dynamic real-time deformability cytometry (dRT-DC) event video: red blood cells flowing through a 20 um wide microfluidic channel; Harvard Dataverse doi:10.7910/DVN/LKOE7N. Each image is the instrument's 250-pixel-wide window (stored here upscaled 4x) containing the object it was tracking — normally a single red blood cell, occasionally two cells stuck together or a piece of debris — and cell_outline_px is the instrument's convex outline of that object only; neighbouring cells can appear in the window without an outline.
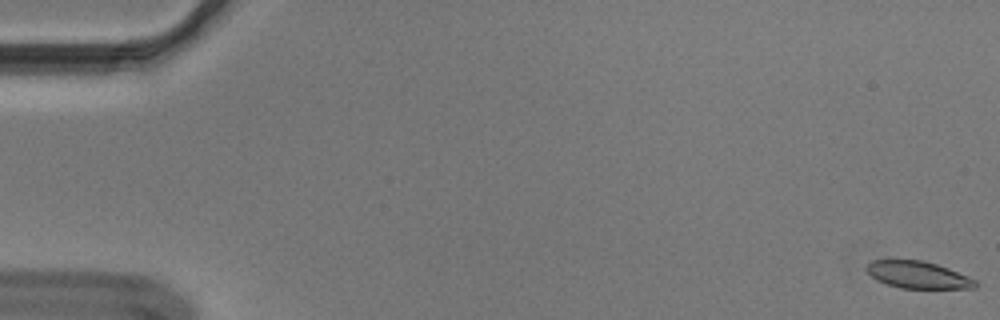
{"species": "Egyptian fruit bat (a non-hibernating species)", "species_latin": "Rousettus aegyptiacus", "temperature_condition": "cold", "stored_images_in_passage": 56, "camera_frame_rate_fps": 3000, "um_per_image_px": 0.085, "animal": {"sex": "male"}, "frame": {"image": 1, "passage_image": 1, "time_ms": 0.0, "image_size_px": [1000, 320], "cell_outline_px": [[980, 284], [976, 288], [900, 288], [876, 280], [864, 268], [872, 260], [924, 260], [948, 268], [968, 276], [976, 280]], "centroid_in_image_um": [78.05, 23.36], "position_along_channel_um": 6.9, "area_um2": 17.17}}
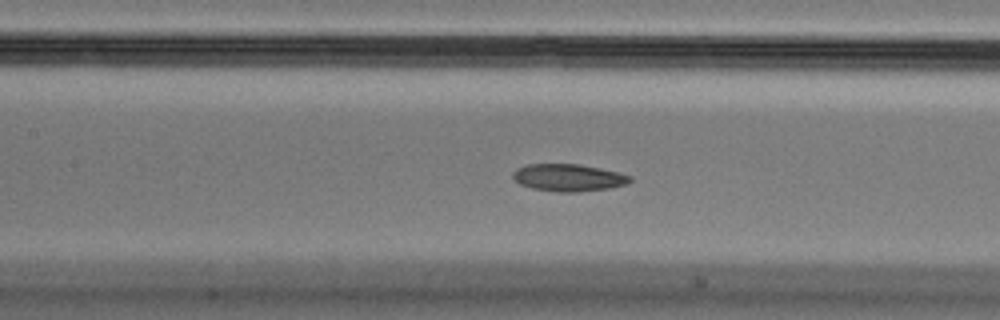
{"frame": {"image": 2, "passage_image": 26, "time_ms": 8.333, "image_size_px": [1000, 320], "cell_outline_px": [[632, 180], [628, 184], [608, 188], [576, 192], [560, 192], [532, 188], [520, 184], [512, 176], [512, 172], [516, 168], [528, 164], [580, 164], [616, 172], [632, 176]], "centroid_in_image_um": [48.31, 15.09], "position_along_channel_um": 159.1, "area_um2": 18.5}}
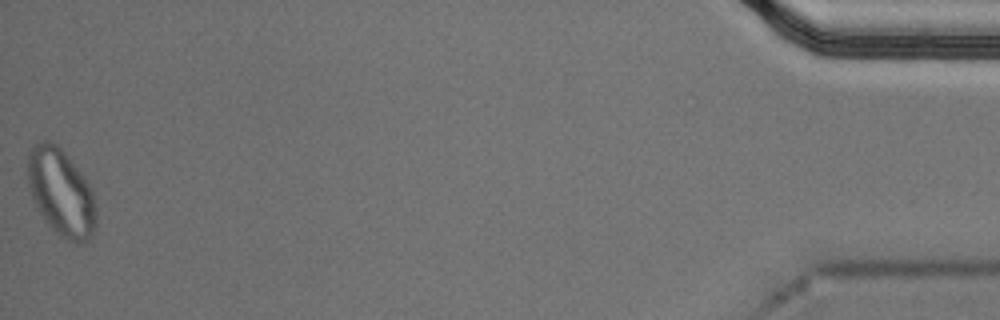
{"frame": {"image": 3, "passage_image": 56, "time_ms": 18.333, "image_size_px": [1000, 320], "cell_outline_px": [[96, 224], [92, 236], [88, 240], [80, 244], [76, 244], [68, 240], [56, 232], [48, 224], [36, 208], [28, 184], [28, 156], [32, 144], [44, 140], [48, 140], [56, 144], [64, 152], [84, 176], [92, 192], [96, 208]], "centroid_in_image_um": [5.19, 16.37], "position_along_channel_um": 430.0, "area_um2": 34.68}, "authors_computed_cell_mechanics": {"area_um2": 18.9584, "velocity_mm_per_s": 3.6243, "shape_relaxation_time_tau1_ms": null, "shape_relaxation_time_tau2_ms": 5.3813, "deformation_change_tau1": null, "deformation_change_tau2": 0.1176}}